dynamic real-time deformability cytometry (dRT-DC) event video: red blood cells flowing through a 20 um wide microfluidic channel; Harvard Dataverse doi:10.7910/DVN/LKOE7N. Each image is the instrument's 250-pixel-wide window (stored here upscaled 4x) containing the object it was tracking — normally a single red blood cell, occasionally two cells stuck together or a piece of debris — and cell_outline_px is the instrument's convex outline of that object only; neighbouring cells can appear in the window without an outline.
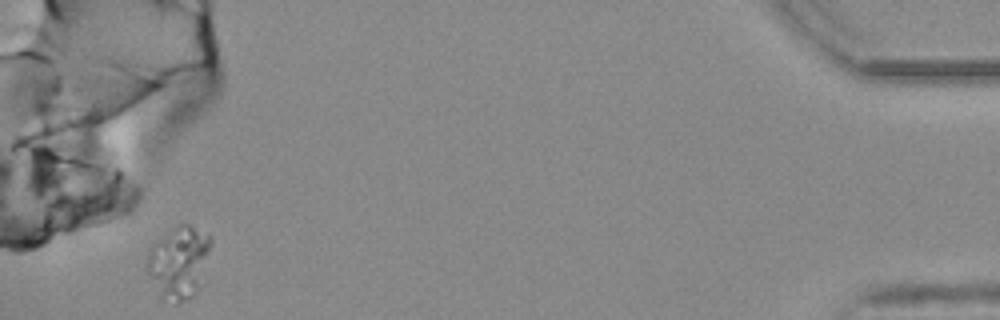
{"species": "common noctule bat (a hibernating species)", "species_latin": "Nyctalus noctula", "temperature_condition": "warm", "stored_images_in_passage": 54, "segment_of_instrument_passage": [2, 2], "camera_frame_rate_fps": 3000, "um_per_image_px": 0.085, "animal": {"sex": "female", "body_mass_g": 25.1}, "frame": {"image": 1, "passage_image": 54, "time_ms": 17.667, "image_size_px": [1000, 320], "cell_outline_px": [[212, 244], [192, 296], [176, 304], [160, 300], [148, 272], [148, 252], [176, 224], [188, 224], [208, 236], [212, 240]], "centroid_in_image_um": [15.16, 22.32], "position_along_channel_um": 420.0, "area_um2": 25.72}}